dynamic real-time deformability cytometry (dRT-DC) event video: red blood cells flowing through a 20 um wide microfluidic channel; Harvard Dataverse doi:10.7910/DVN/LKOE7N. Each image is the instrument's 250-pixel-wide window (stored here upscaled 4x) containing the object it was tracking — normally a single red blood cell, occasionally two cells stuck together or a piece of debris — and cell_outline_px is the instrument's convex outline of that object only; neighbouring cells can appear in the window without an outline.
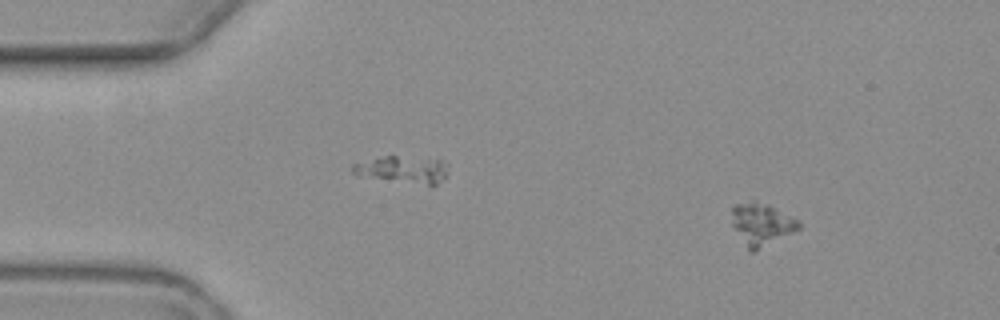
{"species": "common noctule bat (a hibernating species)", "species_latin": "Nyctalus noctula", "temperature_condition": "warm", "stored_images_in_passage": 6, "camera_frame_rate_fps": 3000, "um_per_image_px": 0.085, "animal": {"sex": "female", "body_mass_g": 19.3, "forearm_length_mm": 54.1}, "frame": {"image": 1, "passage_image": 1, "time_ms": 0.0, "image_size_px": [1000, 320], "cell_outline_px": [[800, 228], [756, 252], [752, 252], [748, 248], [732, 224], [732, 208], [736, 204], [752, 200], [756, 200], [768, 204], [800, 220]], "centroid_in_image_um": [64.75, 19.04], "position_along_channel_um": 20.2, "area_um2": 16.47}}
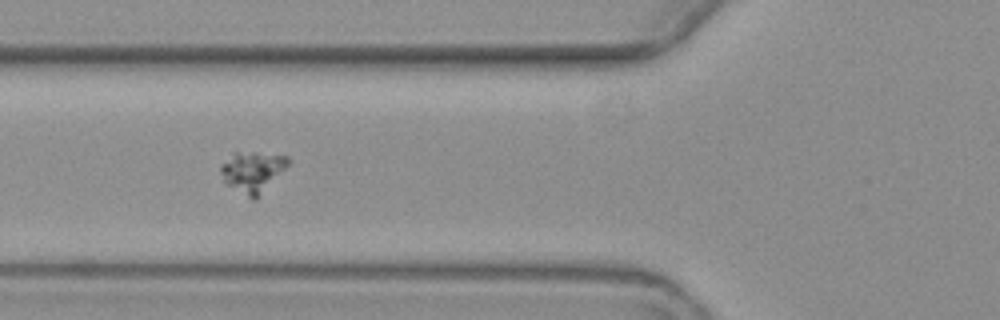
{"frame": {"image": 2, "passage_image": 5, "time_ms": 5.0, "image_size_px": [1000, 320], "cell_outline_px": [[288, 164], [256, 200], [252, 200], [224, 184], [220, 172], [220, 164], [236, 152], [256, 152], [288, 156]], "centroid_in_image_um": [21.41, 14.62], "position_along_channel_um": 104.4, "area_um2": 16.01}}
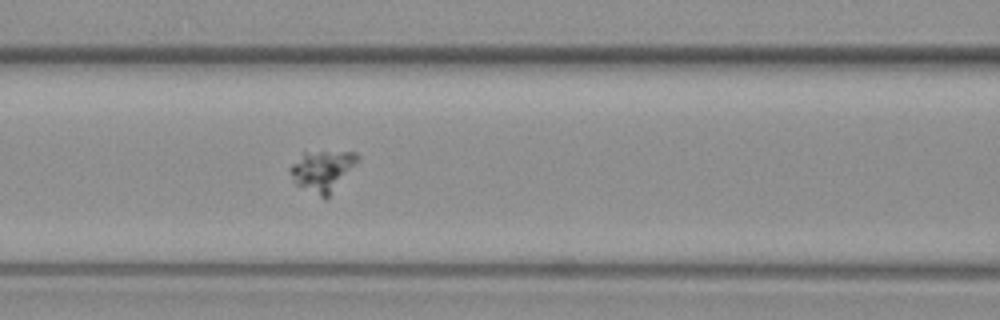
{"frame": {"image": 3, "passage_image": 6, "time_ms": 6.0, "image_size_px": [1000, 320], "cell_outline_px": [[360, 160], [328, 196], [324, 200], [296, 184], [288, 168], [304, 152], [356, 152], [360, 156]], "centroid_in_image_um": [27.42, 14.52], "position_along_channel_um": 139.2, "area_um2": 15.84}}